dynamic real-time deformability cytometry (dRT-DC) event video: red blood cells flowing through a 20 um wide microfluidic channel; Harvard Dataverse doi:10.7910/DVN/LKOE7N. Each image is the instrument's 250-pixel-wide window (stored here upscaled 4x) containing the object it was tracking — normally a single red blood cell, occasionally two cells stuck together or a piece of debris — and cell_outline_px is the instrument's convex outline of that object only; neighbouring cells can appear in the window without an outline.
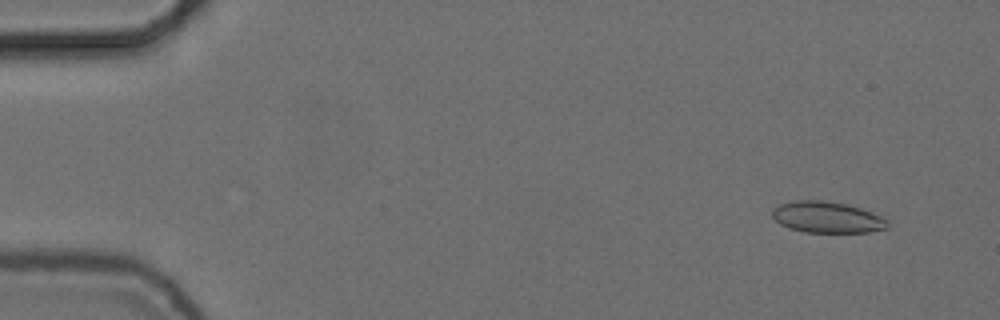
{"species": "common noctule bat (a hibernating species)", "species_latin": "Nyctalus noctula", "temperature_condition": "cold", "stored_images_in_passage": 55, "camera_frame_rate_fps": 3000, "um_per_image_px": 0.085, "animal": {"sex": "female", "body_mass_g": 24.6, "forearm_length_mm": 56.2}, "frame": {"image": 1, "passage_image": 4, "time_ms": 1.0, "image_size_px": [1000, 320], "cell_outline_px": [[888, 228], [868, 232], [804, 232], [788, 228], [780, 224], [772, 216], [772, 208], [780, 204], [792, 200], [824, 200], [848, 204], [860, 208], [880, 216], [888, 220]], "centroid_in_image_um": [70.27, 18.46], "position_along_channel_um": 14.7, "area_um2": 21.1}}
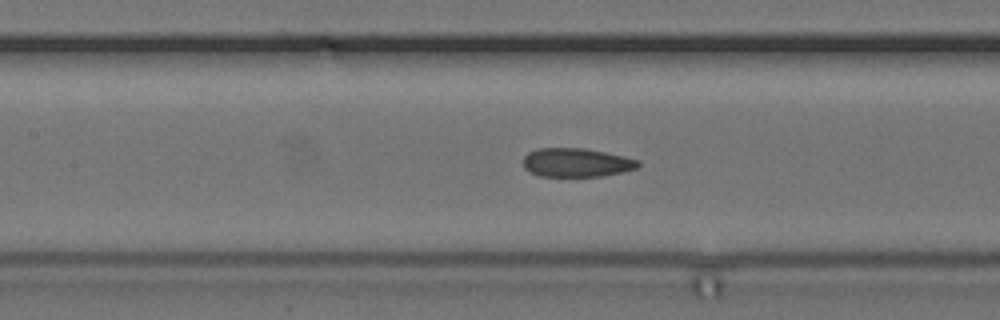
{"frame": {"image": 2, "passage_image": 25, "time_ms": 8.0, "image_size_px": [1000, 320], "cell_outline_px": [[640, 164], [636, 168], [604, 176], [540, 176], [528, 172], [524, 168], [524, 156], [528, 152], [536, 148], [584, 148], [624, 156], [640, 160]], "centroid_in_image_um": [48.97, 13.81], "position_along_channel_um": 158.4, "area_um2": 19.31}}
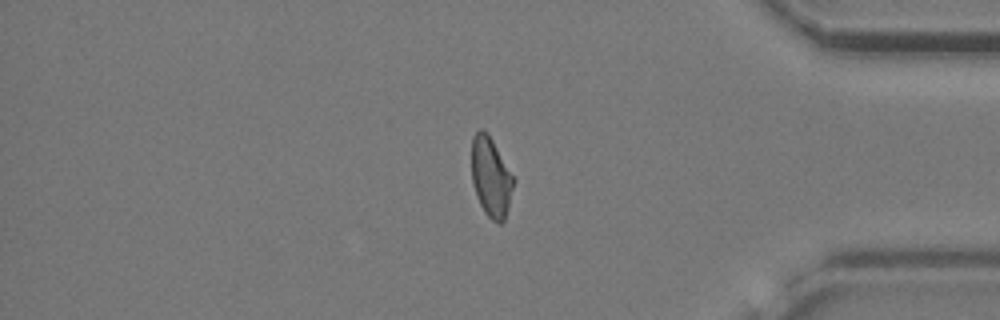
{"frame": {"image": 3, "passage_image": 46, "time_ms": 15.0, "image_size_px": [1000, 320], "cell_outline_px": [[516, 180], [504, 220], [500, 224], [496, 224], [484, 212], [476, 196], [472, 184], [472, 136], [480, 128], [484, 128], [488, 132]], "centroid_in_image_um": [41.73, 15.04], "position_along_channel_um": 393.5, "area_um2": 19.77}, "authors_computed_cell_mechanics": {"area_um2": 20.1144, "velocity_mm_per_s": 3.7265, "shape_relaxation_time_tau1_ms": null, "shape_relaxation_time_tau2_ms": 2.6629, "deformation_change_tau1": null, "deformation_change_tau2": 0.0704}}